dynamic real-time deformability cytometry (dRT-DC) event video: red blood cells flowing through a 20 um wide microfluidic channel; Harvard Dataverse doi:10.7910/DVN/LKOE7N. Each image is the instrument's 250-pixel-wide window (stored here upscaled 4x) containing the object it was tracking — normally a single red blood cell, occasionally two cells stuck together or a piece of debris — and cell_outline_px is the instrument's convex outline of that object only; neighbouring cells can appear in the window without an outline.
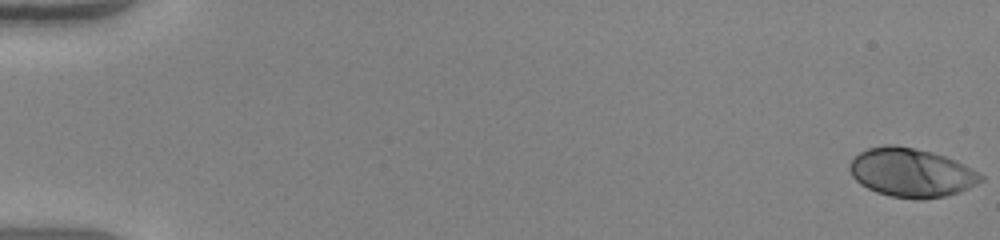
{"species": "human", "species_latin": "Homo sapiens", "temperature_condition": "warm", "stored_images_in_passage": 51, "camera_frame_rate_fps": 3000, "um_per_image_px": 0.085, "donor": {"sex": "female"}, "frame": {"image": 1, "passage_image": 1, "time_ms": 0.0, "image_size_px": [1000, 240], "cell_outline_px": [[984, 180], [960, 192], [944, 196], [924, 200], [920, 200], [888, 196], [876, 192], [860, 184], [852, 176], [848, 168], [852, 160], [860, 152], [868, 148], [884, 144], [896, 144], [932, 152], [956, 160], [972, 168], [984, 176]], "centroid_in_image_um": [77.46, 14.68], "position_along_channel_um": 7.5, "area_um2": 37.57}}
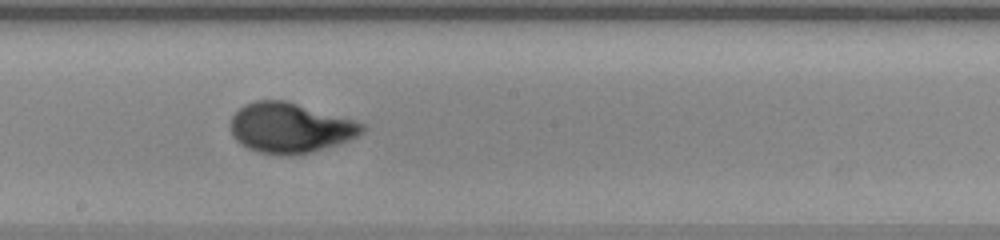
{"frame": {"image": 2, "passage_image": 30, "time_ms": 9.667, "image_size_px": [1000, 240], "cell_outline_px": [[368, 128], [364, 132], [356, 136], [312, 152], [292, 156], [280, 156], [260, 152], [248, 148], [240, 144], [232, 136], [232, 116], [244, 104], [256, 100], [288, 100], [352, 120], [364, 124]], "centroid_in_image_um": [24.64, 10.86], "position_along_channel_um": 223.6, "area_um2": 38.26}}
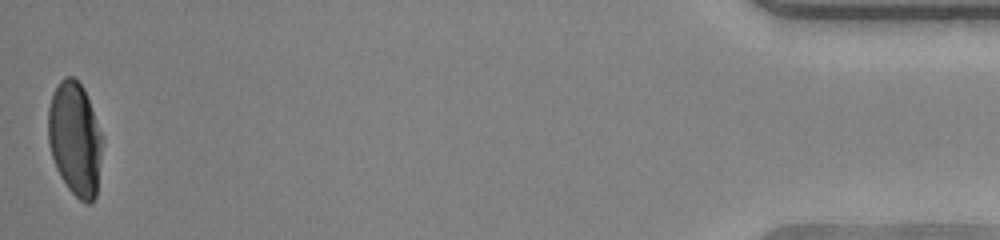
{"frame": {"image": 3, "passage_image": 51, "time_ms": 16.667, "image_size_px": [1000, 240], "cell_outline_px": [[104, 140], [96, 196], [88, 204], [80, 200], [68, 188], [60, 176], [56, 168], [52, 156], [48, 140], [48, 108], [52, 92], [60, 80], [64, 76], [72, 76], [84, 88], [104, 136]], "centroid_in_image_um": [6.39, 11.78], "position_along_channel_um": 428.8, "area_um2": 36.41}, "authors_computed_cell_mechanics": {"area_um2": 36.8186, "velocity_mm_per_s": 4.1385, "shape_relaxation_time_tau1_ms": 3.8381, "shape_relaxation_time_tau2_ms": null, "deformation_change_tau1": 0.235, "deformation_change_tau2": null}}